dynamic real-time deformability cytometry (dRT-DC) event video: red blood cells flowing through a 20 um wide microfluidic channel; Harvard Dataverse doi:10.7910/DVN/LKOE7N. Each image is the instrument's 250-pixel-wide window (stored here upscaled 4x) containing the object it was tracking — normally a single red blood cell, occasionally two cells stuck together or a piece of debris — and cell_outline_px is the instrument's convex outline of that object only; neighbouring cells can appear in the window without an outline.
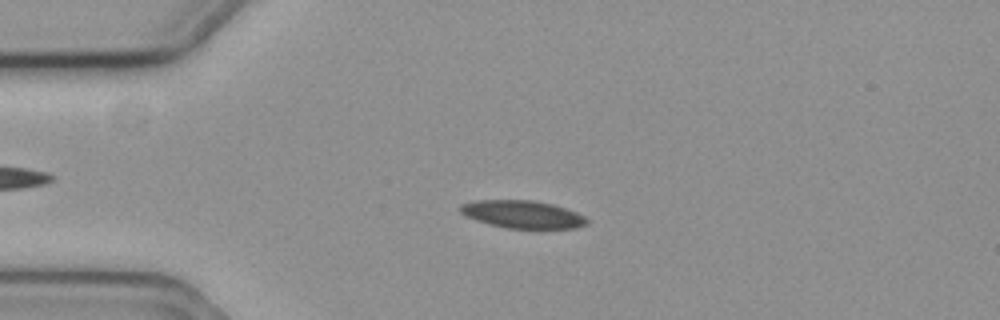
{"species": "common noctule bat (a hibernating species)", "species_latin": "Nyctalus noctula", "temperature_condition": "cold", "stored_images_in_passage": 6, "camera_frame_rate_fps": 3000, "um_per_image_px": 0.085, "animal": {"sex": "female", "body_mass_g": 19.3, "forearm_length_mm": 54.1}, "frame": {"image": 1, "passage_image": 4, "time_ms": 1.0, "image_size_px": [1000, 320], "cell_outline_px": [[588, 224], [576, 228], [504, 228], [488, 224], [464, 216], [460, 212], [460, 204], [476, 200], [532, 200], [552, 204], [576, 212], [584, 216], [588, 220]], "centroid_in_image_um": [44.38, 18.22], "position_along_channel_um": 40.6, "area_um2": 20.46}}
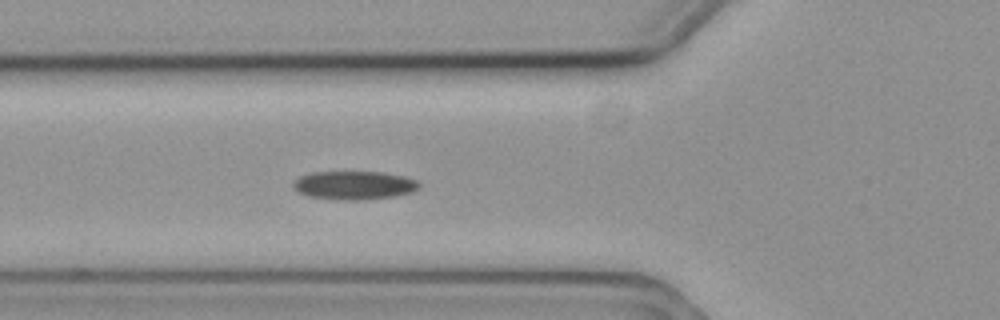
{"frame": {"image": 2, "passage_image": 6, "time_ms": 1.667, "image_size_px": [1000, 320], "cell_outline_px": [[420, 188], [412, 192], [396, 196], [356, 200], [344, 200], [308, 196], [292, 188], [292, 180], [300, 176], [312, 172], [384, 172], [404, 176], [420, 180]], "centroid_in_image_um": [30.12, 15.74], "position_along_channel_um": 95.7, "area_um2": 21.1}}